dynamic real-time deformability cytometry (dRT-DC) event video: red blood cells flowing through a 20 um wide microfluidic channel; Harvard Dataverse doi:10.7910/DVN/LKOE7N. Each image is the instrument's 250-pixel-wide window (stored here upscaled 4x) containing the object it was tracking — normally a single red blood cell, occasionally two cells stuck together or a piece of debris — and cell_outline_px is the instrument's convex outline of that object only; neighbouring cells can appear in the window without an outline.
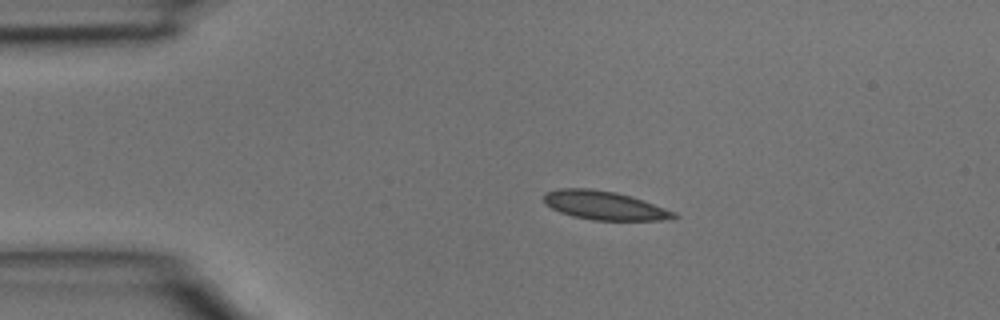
{"species": "common noctule bat (a hibernating species)", "species_latin": "Nyctalus noctula", "temperature_condition": "room temperature", "stored_images_in_passage": 2, "camera_frame_rate_fps": 3000, "um_per_image_px": 0.085, "animal": {"sex": "male", "body_mass_g": 15.6}, "frame": {"image": 1, "passage_image": 1, "time_ms": 0.0, "image_size_px": [1000, 320], "cell_outline_px": [[680, 216], [672, 220], [592, 220], [572, 216], [560, 212], [544, 204], [544, 192], [560, 188], [588, 188], [616, 192], [676, 212]], "centroid_in_image_um": [51.35, 17.47], "position_along_channel_um": 33.7, "area_um2": 21.68}}